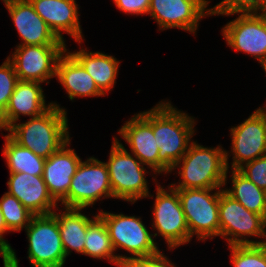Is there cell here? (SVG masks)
Segmentation results:
<instances>
[{
  "label": "cell",
  "mask_w": 266,
  "mask_h": 267,
  "mask_svg": "<svg viewBox=\"0 0 266 267\" xmlns=\"http://www.w3.org/2000/svg\"><path fill=\"white\" fill-rule=\"evenodd\" d=\"M195 121L178 111L170 102H159L153 107V133L159 148V174L172 172L185 155L194 134Z\"/></svg>",
  "instance_id": "cell-1"
},
{
  "label": "cell",
  "mask_w": 266,
  "mask_h": 267,
  "mask_svg": "<svg viewBox=\"0 0 266 267\" xmlns=\"http://www.w3.org/2000/svg\"><path fill=\"white\" fill-rule=\"evenodd\" d=\"M66 113L65 109L52 103L41 115L31 117L25 123H15L6 131L15 142L47 159L70 139Z\"/></svg>",
  "instance_id": "cell-2"
},
{
  "label": "cell",
  "mask_w": 266,
  "mask_h": 267,
  "mask_svg": "<svg viewBox=\"0 0 266 267\" xmlns=\"http://www.w3.org/2000/svg\"><path fill=\"white\" fill-rule=\"evenodd\" d=\"M228 156V152L220 146L208 148L192 142L188 151L172 169L181 168L178 174L182 181L178 186H170L173 189L222 188L227 183Z\"/></svg>",
  "instance_id": "cell-3"
},
{
  "label": "cell",
  "mask_w": 266,
  "mask_h": 267,
  "mask_svg": "<svg viewBox=\"0 0 266 267\" xmlns=\"http://www.w3.org/2000/svg\"><path fill=\"white\" fill-rule=\"evenodd\" d=\"M113 139L108 162H105L113 198L135 203L140 198L152 197L145 179L144 164L133 157L117 138Z\"/></svg>",
  "instance_id": "cell-4"
},
{
  "label": "cell",
  "mask_w": 266,
  "mask_h": 267,
  "mask_svg": "<svg viewBox=\"0 0 266 267\" xmlns=\"http://www.w3.org/2000/svg\"><path fill=\"white\" fill-rule=\"evenodd\" d=\"M178 192L191 238L219 236V199L221 188L175 189ZM213 190H217L212 193Z\"/></svg>",
  "instance_id": "cell-5"
},
{
  "label": "cell",
  "mask_w": 266,
  "mask_h": 267,
  "mask_svg": "<svg viewBox=\"0 0 266 267\" xmlns=\"http://www.w3.org/2000/svg\"><path fill=\"white\" fill-rule=\"evenodd\" d=\"M265 218L247 210L237 200L221 189L219 199V236L232 245H261L262 241H252L249 236L263 238ZM247 236V237H246ZM244 237V239H243Z\"/></svg>",
  "instance_id": "cell-6"
},
{
  "label": "cell",
  "mask_w": 266,
  "mask_h": 267,
  "mask_svg": "<svg viewBox=\"0 0 266 267\" xmlns=\"http://www.w3.org/2000/svg\"><path fill=\"white\" fill-rule=\"evenodd\" d=\"M101 197L113 198L108 168L105 162L91 157L78 165L61 205L65 208L84 209Z\"/></svg>",
  "instance_id": "cell-7"
},
{
  "label": "cell",
  "mask_w": 266,
  "mask_h": 267,
  "mask_svg": "<svg viewBox=\"0 0 266 267\" xmlns=\"http://www.w3.org/2000/svg\"><path fill=\"white\" fill-rule=\"evenodd\" d=\"M25 230L29 241L27 258L33 267L64 266L66 254L53 214L33 216Z\"/></svg>",
  "instance_id": "cell-8"
},
{
  "label": "cell",
  "mask_w": 266,
  "mask_h": 267,
  "mask_svg": "<svg viewBox=\"0 0 266 267\" xmlns=\"http://www.w3.org/2000/svg\"><path fill=\"white\" fill-rule=\"evenodd\" d=\"M98 215L103 219L114 250L125 249L131 258L150 257L160 252L153 234H150L141 218L113 214L100 211Z\"/></svg>",
  "instance_id": "cell-9"
},
{
  "label": "cell",
  "mask_w": 266,
  "mask_h": 267,
  "mask_svg": "<svg viewBox=\"0 0 266 267\" xmlns=\"http://www.w3.org/2000/svg\"><path fill=\"white\" fill-rule=\"evenodd\" d=\"M157 193L153 209V227L168 244L169 249H174L180 245L190 242L191 236L183 212L178 192L171 186L169 191L163 189L161 185H156Z\"/></svg>",
  "instance_id": "cell-10"
},
{
  "label": "cell",
  "mask_w": 266,
  "mask_h": 267,
  "mask_svg": "<svg viewBox=\"0 0 266 267\" xmlns=\"http://www.w3.org/2000/svg\"><path fill=\"white\" fill-rule=\"evenodd\" d=\"M65 51L66 45L17 46L12 57L9 55L7 59L19 81L43 83L56 77L57 61Z\"/></svg>",
  "instance_id": "cell-11"
},
{
  "label": "cell",
  "mask_w": 266,
  "mask_h": 267,
  "mask_svg": "<svg viewBox=\"0 0 266 267\" xmlns=\"http://www.w3.org/2000/svg\"><path fill=\"white\" fill-rule=\"evenodd\" d=\"M232 169L266 155V109L258 108L243 123L230 129Z\"/></svg>",
  "instance_id": "cell-12"
},
{
  "label": "cell",
  "mask_w": 266,
  "mask_h": 267,
  "mask_svg": "<svg viewBox=\"0 0 266 267\" xmlns=\"http://www.w3.org/2000/svg\"><path fill=\"white\" fill-rule=\"evenodd\" d=\"M208 5V0H150L148 14L159 29L180 28L195 34L201 18L212 15Z\"/></svg>",
  "instance_id": "cell-13"
},
{
  "label": "cell",
  "mask_w": 266,
  "mask_h": 267,
  "mask_svg": "<svg viewBox=\"0 0 266 267\" xmlns=\"http://www.w3.org/2000/svg\"><path fill=\"white\" fill-rule=\"evenodd\" d=\"M227 45L266 64V24L259 13L240 14L222 30Z\"/></svg>",
  "instance_id": "cell-14"
},
{
  "label": "cell",
  "mask_w": 266,
  "mask_h": 267,
  "mask_svg": "<svg viewBox=\"0 0 266 267\" xmlns=\"http://www.w3.org/2000/svg\"><path fill=\"white\" fill-rule=\"evenodd\" d=\"M144 165L159 173V148L153 133V108L134 115L118 132Z\"/></svg>",
  "instance_id": "cell-15"
},
{
  "label": "cell",
  "mask_w": 266,
  "mask_h": 267,
  "mask_svg": "<svg viewBox=\"0 0 266 267\" xmlns=\"http://www.w3.org/2000/svg\"><path fill=\"white\" fill-rule=\"evenodd\" d=\"M4 4L23 42L18 46L65 45L35 12L29 0H7Z\"/></svg>",
  "instance_id": "cell-16"
},
{
  "label": "cell",
  "mask_w": 266,
  "mask_h": 267,
  "mask_svg": "<svg viewBox=\"0 0 266 267\" xmlns=\"http://www.w3.org/2000/svg\"><path fill=\"white\" fill-rule=\"evenodd\" d=\"M35 12L46 22L55 36L63 41V32L81 44L82 30L75 0H29ZM63 31V32H62Z\"/></svg>",
  "instance_id": "cell-17"
},
{
  "label": "cell",
  "mask_w": 266,
  "mask_h": 267,
  "mask_svg": "<svg viewBox=\"0 0 266 267\" xmlns=\"http://www.w3.org/2000/svg\"><path fill=\"white\" fill-rule=\"evenodd\" d=\"M10 195L16 197L34 216L52 214L57 202L53 199L42 176L10 173L7 182Z\"/></svg>",
  "instance_id": "cell-18"
},
{
  "label": "cell",
  "mask_w": 266,
  "mask_h": 267,
  "mask_svg": "<svg viewBox=\"0 0 266 267\" xmlns=\"http://www.w3.org/2000/svg\"><path fill=\"white\" fill-rule=\"evenodd\" d=\"M70 139L54 154L46 159L43 170V180L53 199L62 201L68 194L73 175L82 161L75 150L68 149Z\"/></svg>",
  "instance_id": "cell-19"
},
{
  "label": "cell",
  "mask_w": 266,
  "mask_h": 267,
  "mask_svg": "<svg viewBox=\"0 0 266 267\" xmlns=\"http://www.w3.org/2000/svg\"><path fill=\"white\" fill-rule=\"evenodd\" d=\"M40 85L39 82L30 81H18L16 83L5 113L0 118V129L7 130L18 121L21 115L35 117L52 106V103L46 104L44 92Z\"/></svg>",
  "instance_id": "cell-20"
},
{
  "label": "cell",
  "mask_w": 266,
  "mask_h": 267,
  "mask_svg": "<svg viewBox=\"0 0 266 267\" xmlns=\"http://www.w3.org/2000/svg\"><path fill=\"white\" fill-rule=\"evenodd\" d=\"M56 78L64 86L70 100L76 97L103 96L95 81L84 67L67 51L56 65Z\"/></svg>",
  "instance_id": "cell-21"
},
{
  "label": "cell",
  "mask_w": 266,
  "mask_h": 267,
  "mask_svg": "<svg viewBox=\"0 0 266 267\" xmlns=\"http://www.w3.org/2000/svg\"><path fill=\"white\" fill-rule=\"evenodd\" d=\"M69 53L91 75L98 89L104 95L107 91L114 88L120 63L116 58L101 52H87L86 49Z\"/></svg>",
  "instance_id": "cell-22"
},
{
  "label": "cell",
  "mask_w": 266,
  "mask_h": 267,
  "mask_svg": "<svg viewBox=\"0 0 266 267\" xmlns=\"http://www.w3.org/2000/svg\"><path fill=\"white\" fill-rule=\"evenodd\" d=\"M65 212L52 214L56 217L59 225L61 241L66 257L71 250L84 255L85 236L88 224L93 220L81 213L82 209L63 208Z\"/></svg>",
  "instance_id": "cell-23"
},
{
  "label": "cell",
  "mask_w": 266,
  "mask_h": 267,
  "mask_svg": "<svg viewBox=\"0 0 266 267\" xmlns=\"http://www.w3.org/2000/svg\"><path fill=\"white\" fill-rule=\"evenodd\" d=\"M114 251L107 227L103 219L97 214L88 224L85 236L84 255L95 259L107 258L110 263L121 267V264L128 260L129 256L115 255Z\"/></svg>",
  "instance_id": "cell-24"
},
{
  "label": "cell",
  "mask_w": 266,
  "mask_h": 267,
  "mask_svg": "<svg viewBox=\"0 0 266 267\" xmlns=\"http://www.w3.org/2000/svg\"><path fill=\"white\" fill-rule=\"evenodd\" d=\"M232 189L225 192L247 210L266 218V191L251 182L238 169H232Z\"/></svg>",
  "instance_id": "cell-25"
},
{
  "label": "cell",
  "mask_w": 266,
  "mask_h": 267,
  "mask_svg": "<svg viewBox=\"0 0 266 267\" xmlns=\"http://www.w3.org/2000/svg\"><path fill=\"white\" fill-rule=\"evenodd\" d=\"M3 155L7 161L9 173H28L42 176L46 159L36 155L30 149L15 142L9 135H5Z\"/></svg>",
  "instance_id": "cell-26"
},
{
  "label": "cell",
  "mask_w": 266,
  "mask_h": 267,
  "mask_svg": "<svg viewBox=\"0 0 266 267\" xmlns=\"http://www.w3.org/2000/svg\"><path fill=\"white\" fill-rule=\"evenodd\" d=\"M0 209L10 232L26 228L34 216L16 197L7 192L0 199Z\"/></svg>",
  "instance_id": "cell-27"
},
{
  "label": "cell",
  "mask_w": 266,
  "mask_h": 267,
  "mask_svg": "<svg viewBox=\"0 0 266 267\" xmlns=\"http://www.w3.org/2000/svg\"><path fill=\"white\" fill-rule=\"evenodd\" d=\"M229 249L234 267H266V249L262 245H232Z\"/></svg>",
  "instance_id": "cell-28"
},
{
  "label": "cell",
  "mask_w": 266,
  "mask_h": 267,
  "mask_svg": "<svg viewBox=\"0 0 266 267\" xmlns=\"http://www.w3.org/2000/svg\"><path fill=\"white\" fill-rule=\"evenodd\" d=\"M212 9V15L260 13L265 10V0H223Z\"/></svg>",
  "instance_id": "cell-29"
},
{
  "label": "cell",
  "mask_w": 266,
  "mask_h": 267,
  "mask_svg": "<svg viewBox=\"0 0 266 267\" xmlns=\"http://www.w3.org/2000/svg\"><path fill=\"white\" fill-rule=\"evenodd\" d=\"M18 77L9 59L0 66V118L4 115Z\"/></svg>",
  "instance_id": "cell-30"
},
{
  "label": "cell",
  "mask_w": 266,
  "mask_h": 267,
  "mask_svg": "<svg viewBox=\"0 0 266 267\" xmlns=\"http://www.w3.org/2000/svg\"><path fill=\"white\" fill-rule=\"evenodd\" d=\"M238 170L251 182L266 191V155L245 163Z\"/></svg>",
  "instance_id": "cell-31"
},
{
  "label": "cell",
  "mask_w": 266,
  "mask_h": 267,
  "mask_svg": "<svg viewBox=\"0 0 266 267\" xmlns=\"http://www.w3.org/2000/svg\"><path fill=\"white\" fill-rule=\"evenodd\" d=\"M161 251L150 257L131 258L121 264V267H176Z\"/></svg>",
  "instance_id": "cell-32"
},
{
  "label": "cell",
  "mask_w": 266,
  "mask_h": 267,
  "mask_svg": "<svg viewBox=\"0 0 266 267\" xmlns=\"http://www.w3.org/2000/svg\"><path fill=\"white\" fill-rule=\"evenodd\" d=\"M115 5L120 11L132 15L148 14L150 0H114Z\"/></svg>",
  "instance_id": "cell-33"
},
{
  "label": "cell",
  "mask_w": 266,
  "mask_h": 267,
  "mask_svg": "<svg viewBox=\"0 0 266 267\" xmlns=\"http://www.w3.org/2000/svg\"><path fill=\"white\" fill-rule=\"evenodd\" d=\"M1 256L3 258L4 267H19L18 259L13 249L4 251Z\"/></svg>",
  "instance_id": "cell-34"
},
{
  "label": "cell",
  "mask_w": 266,
  "mask_h": 267,
  "mask_svg": "<svg viewBox=\"0 0 266 267\" xmlns=\"http://www.w3.org/2000/svg\"><path fill=\"white\" fill-rule=\"evenodd\" d=\"M6 232H10V231L7 229V226H6L4 218H3V214H2L1 209H0V246L5 251H10L12 249V247L3 238V234L6 233Z\"/></svg>",
  "instance_id": "cell-35"
},
{
  "label": "cell",
  "mask_w": 266,
  "mask_h": 267,
  "mask_svg": "<svg viewBox=\"0 0 266 267\" xmlns=\"http://www.w3.org/2000/svg\"><path fill=\"white\" fill-rule=\"evenodd\" d=\"M265 228H266V218H265ZM264 237H265V239H266V229H265ZM261 245L266 249V240H262Z\"/></svg>",
  "instance_id": "cell-36"
},
{
  "label": "cell",
  "mask_w": 266,
  "mask_h": 267,
  "mask_svg": "<svg viewBox=\"0 0 266 267\" xmlns=\"http://www.w3.org/2000/svg\"><path fill=\"white\" fill-rule=\"evenodd\" d=\"M259 14L263 17L264 22H265V24H266V10H264L263 12H261V13H259Z\"/></svg>",
  "instance_id": "cell-37"
},
{
  "label": "cell",
  "mask_w": 266,
  "mask_h": 267,
  "mask_svg": "<svg viewBox=\"0 0 266 267\" xmlns=\"http://www.w3.org/2000/svg\"><path fill=\"white\" fill-rule=\"evenodd\" d=\"M262 67H263V69H264V71L266 73V64L262 65ZM262 108H265L266 109V107H262Z\"/></svg>",
  "instance_id": "cell-38"
},
{
  "label": "cell",
  "mask_w": 266,
  "mask_h": 267,
  "mask_svg": "<svg viewBox=\"0 0 266 267\" xmlns=\"http://www.w3.org/2000/svg\"><path fill=\"white\" fill-rule=\"evenodd\" d=\"M5 250L0 246V255L4 252Z\"/></svg>",
  "instance_id": "cell-39"
}]
</instances>
